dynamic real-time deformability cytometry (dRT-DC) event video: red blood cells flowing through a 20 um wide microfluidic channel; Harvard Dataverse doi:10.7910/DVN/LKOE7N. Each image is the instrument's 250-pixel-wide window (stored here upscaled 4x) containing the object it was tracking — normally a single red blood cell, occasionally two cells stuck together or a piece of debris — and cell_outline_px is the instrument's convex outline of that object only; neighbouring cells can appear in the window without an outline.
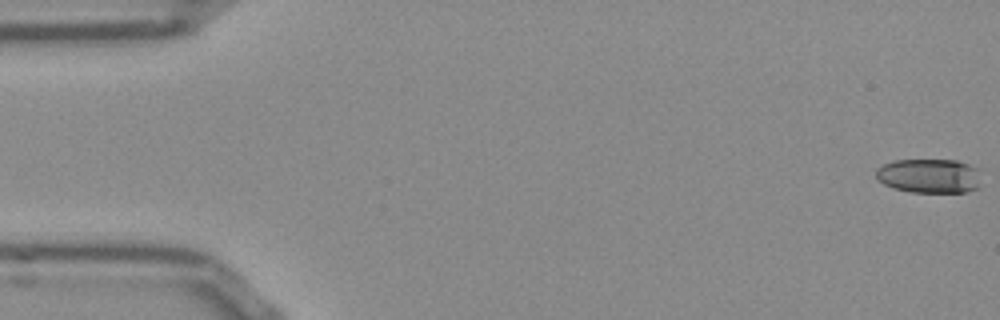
{"species": "Egyptian fruit bat (a non-hibernating species)", "species_latin": "Rousettus aegyptiacus", "temperature_condition": "room temperature", "stored_images_in_passage": 53, "camera_frame_rate_fps": 3000, "um_per_image_px": 0.085, "frame": {"image": 1, "passage_image": 1, "time_ms": 0.0, "image_size_px": [1000, 320], "cell_outline_px": [[976, 188], [964, 192], [912, 192], [892, 188], [876, 180], [876, 168], [892, 160], [956, 160], [968, 164], [976, 168]], "centroid_in_image_um": [78.87, 14.94], "position_along_channel_um": 6.1, "area_um2": 20.75}}
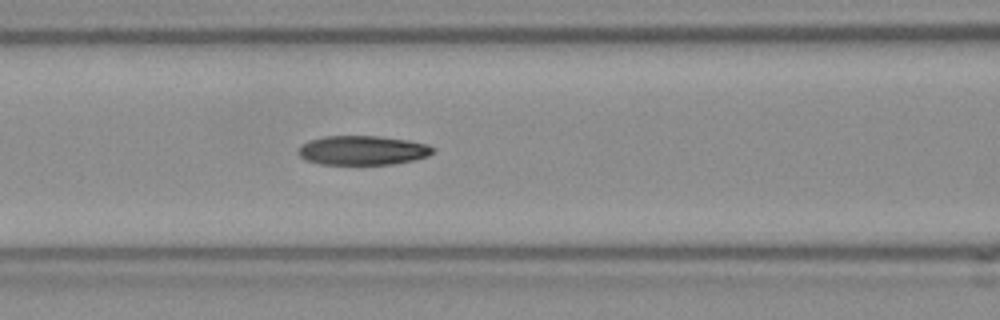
{"frame": {"image": 2, "passage_image": 22, "time_ms": 7.0, "image_size_px": [1000, 320], "cell_outline_px": [[436, 152], [428, 156], [412, 160], [392, 164], [320, 164], [304, 160], [300, 156], [300, 148], [304, 144], [312, 140], [324, 136], [380, 136], [408, 140], [428, 144], [436, 148]], "centroid_in_image_um": [30.89, 12.78], "position_along_channel_um": 135.7, "area_um2": 22.89}}
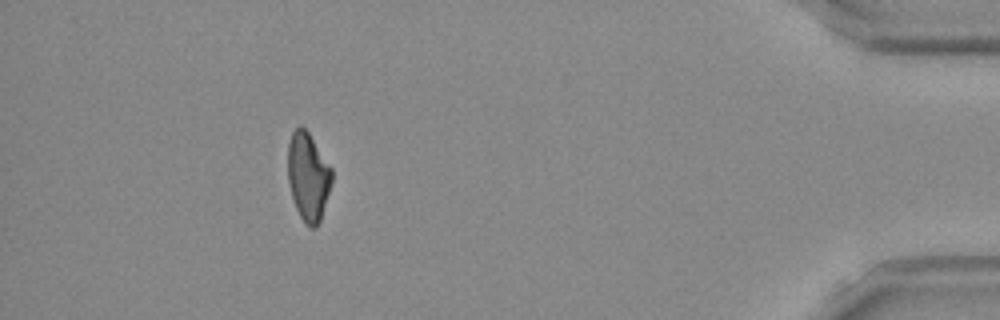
{"frame": {"image": 3, "passage_image": 48, "time_ms": 15.667, "image_size_px": [1000, 320], "cell_outline_px": [[332, 184], [320, 220], [316, 228], [308, 228], [304, 224], [292, 200], [288, 180], [288, 144], [292, 132], [300, 124], [308, 132], [332, 168]], "centroid_in_image_um": [26.19, 15.04], "position_along_channel_um": 409.0, "area_um2": 22.77}, "authors_computed_cell_mechanics": {"area_um2": 23.0044, "velocity_mm_per_s": 3.8566, "shape_relaxation_time_tau1_ms": null, "shape_relaxation_time_tau2_ms": 5.1314, "deformation_change_tau1": null, "deformation_change_tau2": 0.1322}}